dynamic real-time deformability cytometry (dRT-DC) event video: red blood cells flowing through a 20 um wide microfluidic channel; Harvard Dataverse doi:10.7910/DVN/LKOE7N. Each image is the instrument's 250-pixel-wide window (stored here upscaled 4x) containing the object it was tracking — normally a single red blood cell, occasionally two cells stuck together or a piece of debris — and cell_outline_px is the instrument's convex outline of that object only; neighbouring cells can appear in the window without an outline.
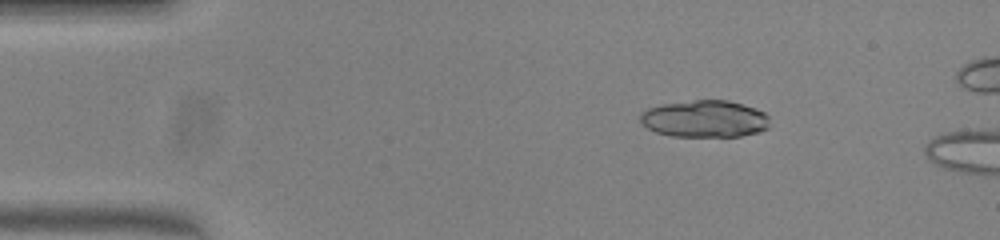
{"species": "common noctule bat (a hibernating species)", "species_latin": "Nyctalus noctula", "temperature_condition": "warm", "stored_images_in_passage": 10, "camera_frame_rate_fps": 3000, "um_per_image_px": 0.085, "animal": {"sex": "female", "body_mass_g": 23.0, "forearm_length_mm": 53.4}, "frame": {"image": 1, "passage_image": 7, "time_ms": 2.0, "image_size_px": [1000, 240], "cell_outline_px": [[768, 128], [760, 132], [740, 136], [672, 136], [656, 132], [648, 128], [640, 120], [640, 112], [648, 108], [660, 104], [696, 100], [728, 100], [744, 104], [756, 108], [764, 112], [768, 116]], "centroid_in_image_um": [59.91, 10.09], "position_along_channel_um": 25.1, "area_um2": 28.03}}